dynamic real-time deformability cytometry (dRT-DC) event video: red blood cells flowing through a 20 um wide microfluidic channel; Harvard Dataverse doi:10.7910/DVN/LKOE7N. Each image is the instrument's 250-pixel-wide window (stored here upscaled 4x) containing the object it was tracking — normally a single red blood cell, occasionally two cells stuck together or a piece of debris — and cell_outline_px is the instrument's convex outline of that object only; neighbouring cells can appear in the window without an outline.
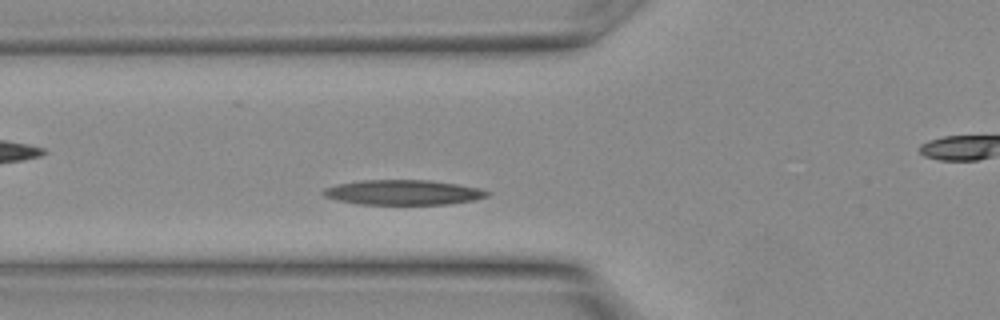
{"species": "Egyptian fruit bat (a non-hibernating species)", "species_latin": "Rousettus aegyptiacus", "temperature_condition": "warm", "stored_images_in_passage": 6, "camera_frame_rate_fps": 3000, "um_per_image_px": 0.085, "animal": {"sex": "female"}, "frame": {"image": 1, "passage_image": 2, "time_ms": 0.333, "image_size_px": [1000, 320], "cell_outline_px": [[492, 192], [488, 196], [472, 200], [448, 204], [360, 204], [336, 200], [324, 196], [320, 192], [324, 188], [336, 184], [364, 180], [428, 180], [456, 184], [476, 188]], "centroid_in_image_um": [34.22, 16.35], "position_along_channel_um": 91.6, "area_um2": 23.7}}
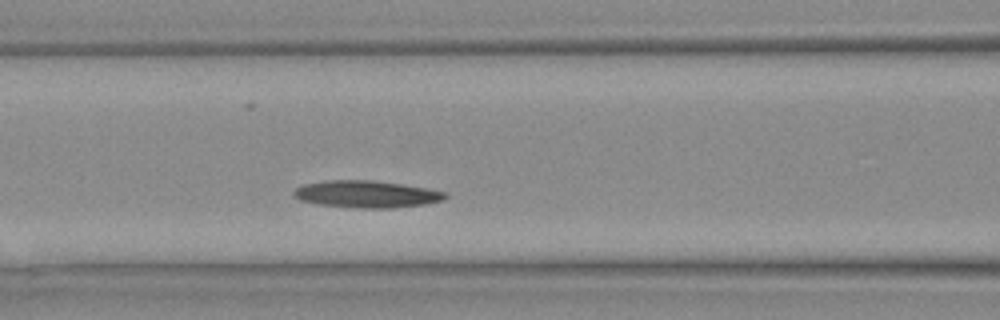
{"frame": {"image": 2, "passage_image": 4, "time_ms": 1.0, "image_size_px": [1000, 320], "cell_outline_px": [[448, 196], [444, 200], [424, 204], [392, 208], [360, 208], [320, 204], [300, 200], [292, 196], [292, 192], [296, 188], [304, 184], [324, 180], [368, 180], [400, 184], [448, 192]], "centroid_in_image_um": [31.14, 16.5], "position_along_channel_um": 135.5, "area_um2": 23.76}}